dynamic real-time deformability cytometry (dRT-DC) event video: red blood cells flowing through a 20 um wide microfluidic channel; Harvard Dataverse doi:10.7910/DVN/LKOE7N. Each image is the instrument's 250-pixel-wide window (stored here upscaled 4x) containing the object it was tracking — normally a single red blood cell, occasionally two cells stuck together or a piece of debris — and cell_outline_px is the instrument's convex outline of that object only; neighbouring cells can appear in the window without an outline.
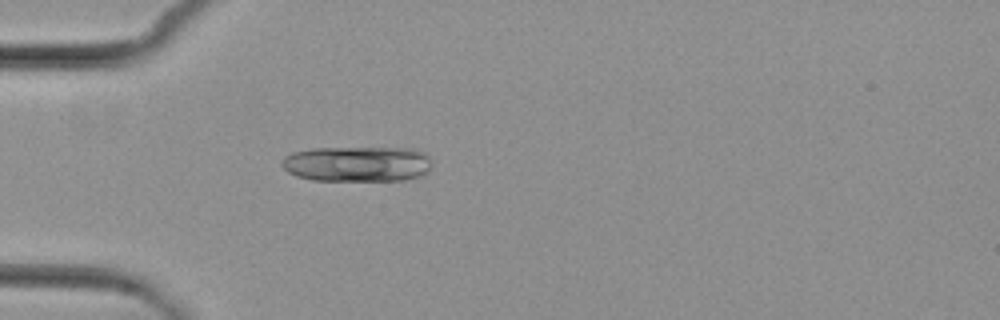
{"species": "common noctule bat (a hibernating species)", "species_latin": "Nyctalus noctula", "temperature_condition": "cold", "stored_images_in_passage": 2, "camera_frame_rate_fps": 3000, "um_per_image_px": 0.085, "animal": {"sex": "female", "body_mass_g": 29.2, "forearm_length_mm": 56.3}, "frame": {"image": 1, "passage_image": 2, "time_ms": 1.333, "image_size_px": [1000, 320], "cell_outline_px": [[432, 164], [428, 172], [420, 176], [404, 180], [312, 180], [296, 176], [288, 172], [280, 164], [280, 160], [284, 156], [292, 152], [312, 148], [416, 148], [424, 152], [432, 160]], "centroid_in_image_um": [30.38, 13.92], "position_along_channel_um": 54.6, "area_um2": 31.44}}